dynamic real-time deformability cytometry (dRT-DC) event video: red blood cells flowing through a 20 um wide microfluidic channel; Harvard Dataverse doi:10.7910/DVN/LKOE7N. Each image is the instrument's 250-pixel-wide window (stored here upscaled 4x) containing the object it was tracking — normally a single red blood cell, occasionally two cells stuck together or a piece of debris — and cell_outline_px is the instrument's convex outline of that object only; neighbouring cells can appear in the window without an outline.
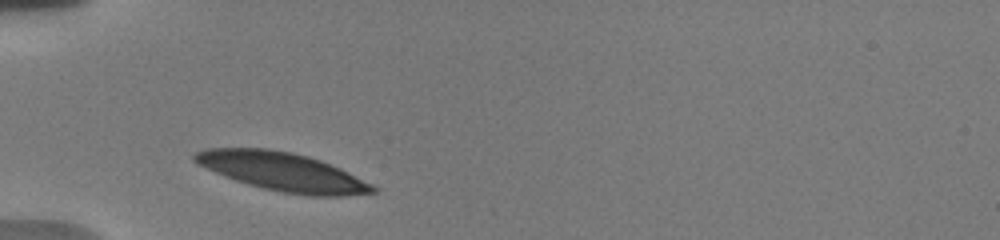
{"species": "human", "species_latin": "Homo sapiens", "temperature_condition": "warm", "stored_images_in_passage": 27, "camera_frame_rate_fps": 3000, "um_per_image_px": 0.085, "donor": {"sex": "male"}, "frame": {"image": 1, "passage_image": 1, "time_ms": 0.0, "image_size_px": [1000, 240], "cell_outline_px": [[380, 188], [376, 192], [344, 196], [308, 196], [284, 192], [264, 188], [248, 184], [224, 176], [196, 164], [192, 160], [192, 156], [196, 152], [204, 148], [268, 148], [292, 152], [308, 156], [320, 160], [340, 168]], "centroid_in_image_um": [24.01, 14.59], "position_along_channel_um": 61.0, "area_um2": 40.0}}
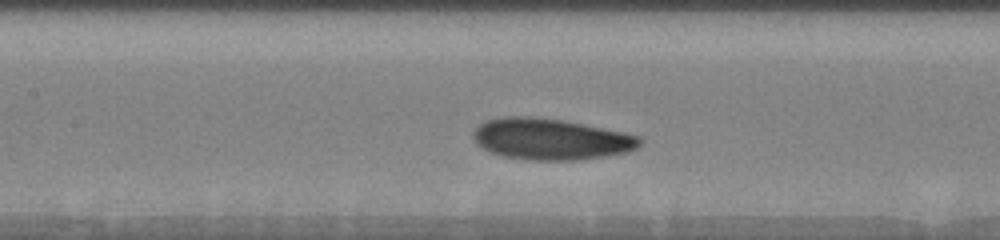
{"frame": {"image": 2, "passage_image": 9, "time_ms": 3.0, "image_size_px": [1000, 240], "cell_outline_px": [[644, 140], [636, 148], [628, 152], [580, 160], [528, 160], [504, 156], [492, 152], [476, 144], [472, 136], [472, 132], [480, 124], [488, 120], [504, 116], [532, 116], [560, 120], [624, 132], [640, 136]], "centroid_in_image_um": [46.82, 11.83], "position_along_channel_um": 160.6, "area_um2": 39.94}}
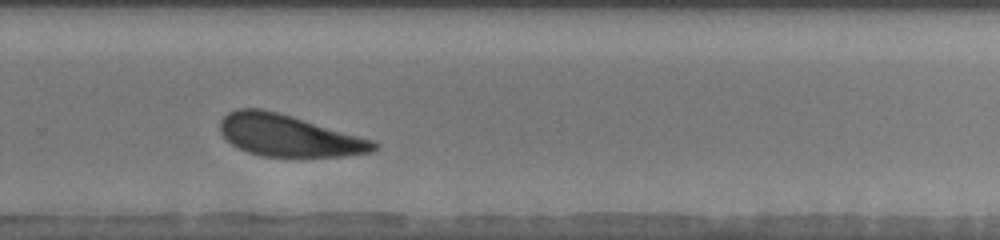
{"frame": {"image": 3, "passage_image": 22, "time_ms": 7.0, "image_size_px": [1000, 240], "cell_outline_px": [[380, 148], [372, 152], [344, 156], [260, 156], [248, 152], [232, 144], [220, 132], [220, 120], [228, 112], [236, 108], [260, 108], [292, 116], [372, 140], [380, 144]], "centroid_in_image_um": [24.53, 11.52], "position_along_channel_um": 305.3, "area_um2": 37.05}, "authors_computed_cell_mechanics": {"area_um2": 39.5352, "velocity_mm_per_s": 3.6218, "shape_relaxation_time_tau1_ms": 2.422, "shape_relaxation_time_tau2_ms": 8.6535, "deformation_change_tau1": 0.1137, "deformation_change_tau2": 0.1793}}